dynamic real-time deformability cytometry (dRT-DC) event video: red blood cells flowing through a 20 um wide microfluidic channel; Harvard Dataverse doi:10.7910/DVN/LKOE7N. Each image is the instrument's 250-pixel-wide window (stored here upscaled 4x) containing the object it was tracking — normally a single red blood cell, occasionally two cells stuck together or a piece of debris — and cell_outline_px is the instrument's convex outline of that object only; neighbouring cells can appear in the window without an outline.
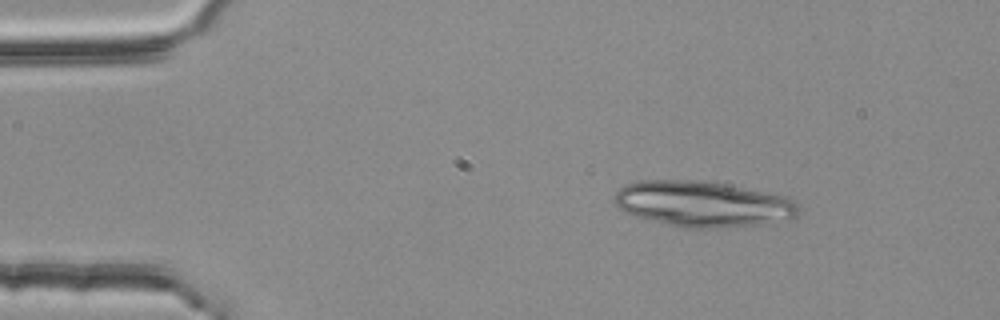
{"species": "common noctule bat (a hibernating species)", "species_latin": "Nyctalus noctula", "temperature_condition": "room temperature", "stored_images_in_passage": 3, "segment_of_instrument_passage": [1, 2], "camera_frame_rate_fps": 3000, "um_per_image_px": 0.085, "animal": {"sex": "female", "body_mass_g": 25.1}, "frame": {"image": 1, "passage_image": 1, "time_ms": 0.0, "image_size_px": [1000, 320], "cell_outline_px": [[800, 212], [796, 216], [788, 220], [768, 224], [716, 228], [684, 228], [636, 216], [624, 212], [612, 200], [616, 192], [620, 188], [628, 184], [644, 180], [692, 180], [724, 184], [788, 196], [796, 200], [800, 208]], "centroid_in_image_um": [59.81, 17.35], "position_along_channel_um": 25.2, "area_um2": 49.25}}